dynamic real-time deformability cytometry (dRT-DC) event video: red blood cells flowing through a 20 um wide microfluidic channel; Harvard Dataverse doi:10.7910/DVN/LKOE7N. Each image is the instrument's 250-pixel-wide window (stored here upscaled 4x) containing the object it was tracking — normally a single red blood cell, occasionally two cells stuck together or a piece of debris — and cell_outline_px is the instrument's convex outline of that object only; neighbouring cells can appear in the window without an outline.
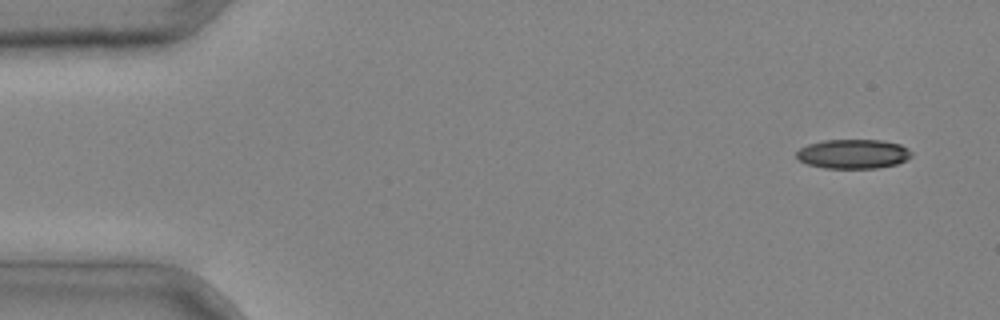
{"species": "common noctule bat (a hibernating species)", "species_latin": "Nyctalus noctula", "temperature_condition": "cold", "stored_images_in_passage": 4, "camera_frame_rate_fps": 3000, "um_per_image_px": 0.085, "animal": {"sex": "male", "body_mass_g": 20.4}, "frame": {"image": 1, "passage_image": 1, "time_ms": 0.0, "image_size_px": [1000, 320], "cell_outline_px": [[912, 156], [896, 164], [876, 168], [824, 168], [808, 164], [800, 160], [796, 156], [796, 152], [800, 148], [808, 144], [824, 140], [880, 140], [900, 144], [908, 148], [912, 152]], "centroid_in_image_um": [72.52, 13.08], "position_along_channel_um": 12.5, "area_um2": 19.59}}
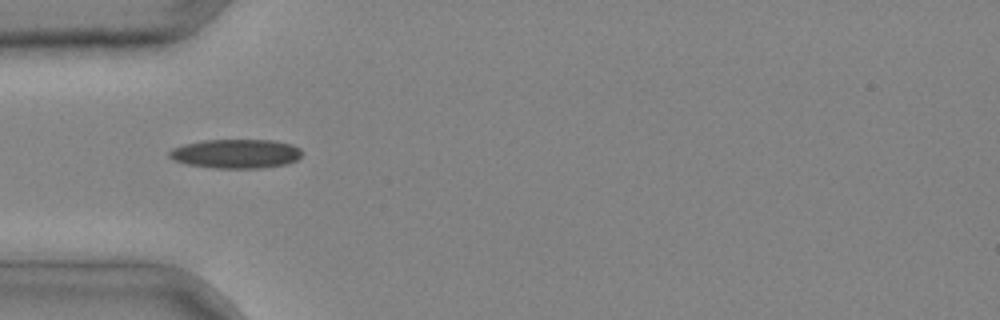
{"frame": {"image": 2, "passage_image": 4, "time_ms": 1.0, "image_size_px": [1000, 320], "cell_outline_px": [[304, 152], [296, 160], [288, 164], [260, 168], [212, 168], [188, 164], [172, 160], [168, 156], [168, 152], [172, 148], [184, 144], [204, 140], [272, 140], [292, 144], [300, 148]], "centroid_in_image_um": [20.06, 13.06], "position_along_channel_um": 64.9, "area_um2": 22.72}}